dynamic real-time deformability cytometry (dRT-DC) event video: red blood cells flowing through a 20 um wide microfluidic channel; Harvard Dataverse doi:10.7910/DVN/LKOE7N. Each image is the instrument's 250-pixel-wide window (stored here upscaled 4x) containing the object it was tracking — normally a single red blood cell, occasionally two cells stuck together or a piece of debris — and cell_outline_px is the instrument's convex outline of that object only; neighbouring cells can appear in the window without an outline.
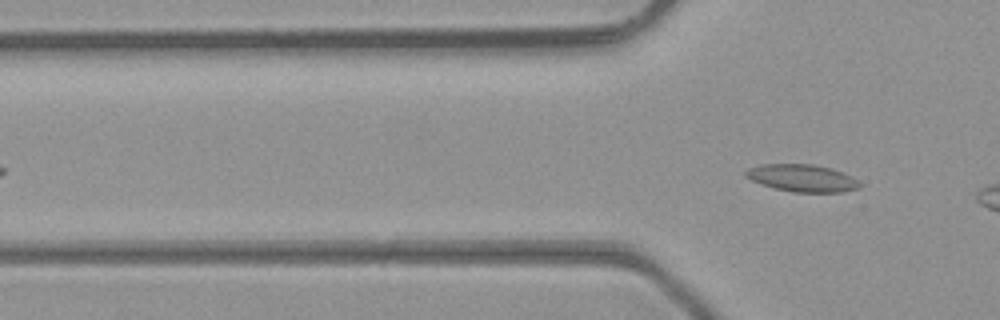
{"species": "common noctule bat (a hibernating species)", "species_latin": "Nyctalus noctula", "temperature_condition": "room temperature", "stored_images_in_passage": 4, "camera_frame_rate_fps": 3000, "um_per_image_px": 0.085, "animal": {"sex": "male", "body_mass_g": 23.1, "forearm_length_mm": 52.7}, "frame": {"image": 1, "passage_image": 4, "time_ms": 1.0, "image_size_px": [1000, 320], "cell_outline_px": [[860, 188], [840, 192], [792, 192], [760, 184], [744, 176], [744, 172], [748, 168], [760, 164], [812, 164], [832, 168], [856, 180], [860, 184]], "centroid_in_image_um": [68.12, 15.13], "position_along_channel_um": 57.7, "area_um2": 17.98}}